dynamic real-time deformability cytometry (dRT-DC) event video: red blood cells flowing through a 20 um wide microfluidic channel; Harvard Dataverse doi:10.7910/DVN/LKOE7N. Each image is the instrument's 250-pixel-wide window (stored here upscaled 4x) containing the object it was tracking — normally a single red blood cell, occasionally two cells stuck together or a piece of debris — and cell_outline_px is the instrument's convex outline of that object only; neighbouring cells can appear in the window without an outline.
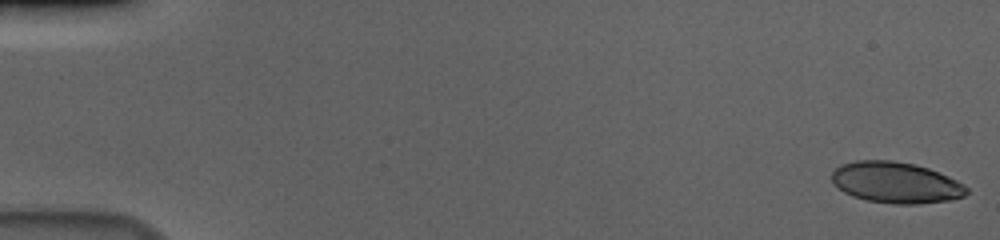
{"species": "human", "species_latin": "Homo sapiens", "temperature_condition": "cold", "stored_images_in_passage": 56, "camera_frame_rate_fps": 3000, "um_per_image_px": 0.085, "donor": {"sex": "male"}, "frame": {"image": 1, "passage_image": 1, "time_ms": 0.0, "image_size_px": [1000, 240], "cell_outline_px": [[968, 192], [964, 196], [948, 200], [916, 204], [892, 204], [868, 200], [852, 196], [844, 192], [832, 180], [832, 172], [840, 164], [856, 160], [892, 160], [916, 164], [928, 168], [948, 176], [964, 184], [968, 188]], "centroid_in_image_um": [76.15, 15.51], "position_along_channel_um": 8.8, "area_um2": 32.25}}
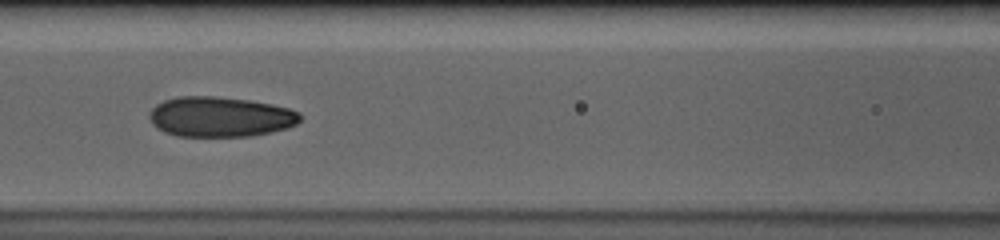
{"frame": {"image": 2, "passage_image": 26, "time_ms": 8.333, "image_size_px": [1000, 240], "cell_outline_px": [[300, 120], [296, 124], [288, 128], [252, 136], [176, 136], [164, 132], [156, 128], [152, 124], [148, 116], [152, 108], [156, 104], [164, 100], [176, 96], [216, 96], [248, 100], [272, 104], [288, 108], [300, 112]], "centroid_in_image_um": [18.69, 9.93], "position_along_channel_um": 147.9, "area_um2": 35.49}}
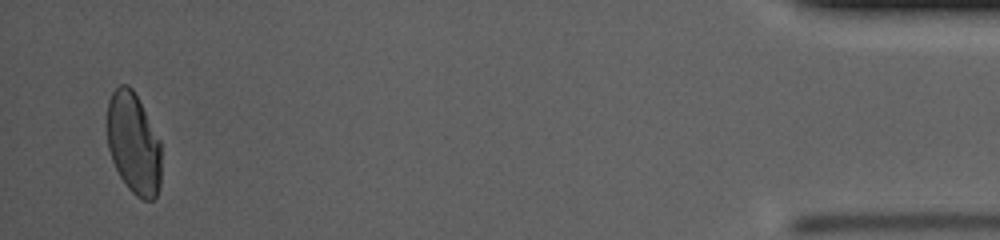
{"frame": {"image": 3, "passage_image": 55, "time_ms": 18.0, "image_size_px": [1000, 240], "cell_outline_px": [[160, 188], [156, 196], [152, 200], [144, 200], [136, 196], [128, 188], [120, 176], [112, 160], [108, 148], [108, 100], [112, 92], [120, 84], [128, 84], [132, 88], [160, 140]], "centroid_in_image_um": [11.35, 12.21], "position_along_channel_um": 423.8, "area_um2": 31.79}, "authors_computed_cell_mechanics": {"area_um2": 34.2754, "velocity_mm_per_s": 3.6684, "shape_relaxation_time_tau1_ms": 7.9819, "shape_relaxation_time_tau2_ms": 1.2282, "deformation_change_tau1": 0.1984, "deformation_change_tau2": 0.064}}